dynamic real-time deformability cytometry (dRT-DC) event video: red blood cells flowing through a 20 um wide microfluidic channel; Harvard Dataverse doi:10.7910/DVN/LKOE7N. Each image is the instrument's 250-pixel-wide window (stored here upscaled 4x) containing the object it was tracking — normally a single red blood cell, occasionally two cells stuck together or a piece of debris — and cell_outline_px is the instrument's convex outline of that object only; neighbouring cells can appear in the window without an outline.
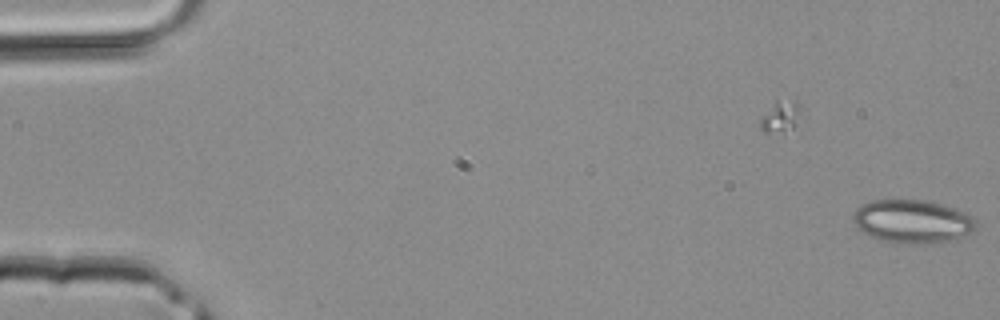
{"species": "common noctule bat (a hibernating species)", "species_latin": "Nyctalus noctula", "temperature_condition": "room temperature", "stored_images_in_passage": 7, "camera_frame_rate_fps": 3000, "um_per_image_px": 0.085, "animal": {"sex": "male", "body_mass_g": 20.4}, "frame": {"image": 1, "passage_image": 7, "time_ms": 2.0, "image_size_px": [1000, 320], "cell_outline_px": [[976, 228], [972, 232], [956, 240], [932, 244], [900, 244], [868, 236], [852, 220], [852, 216], [856, 208], [872, 200], [924, 200], [940, 204], [952, 208], [976, 220]], "centroid_in_image_um": [77.55, 18.85], "position_along_channel_um": 7.4, "area_um2": 30.98}}